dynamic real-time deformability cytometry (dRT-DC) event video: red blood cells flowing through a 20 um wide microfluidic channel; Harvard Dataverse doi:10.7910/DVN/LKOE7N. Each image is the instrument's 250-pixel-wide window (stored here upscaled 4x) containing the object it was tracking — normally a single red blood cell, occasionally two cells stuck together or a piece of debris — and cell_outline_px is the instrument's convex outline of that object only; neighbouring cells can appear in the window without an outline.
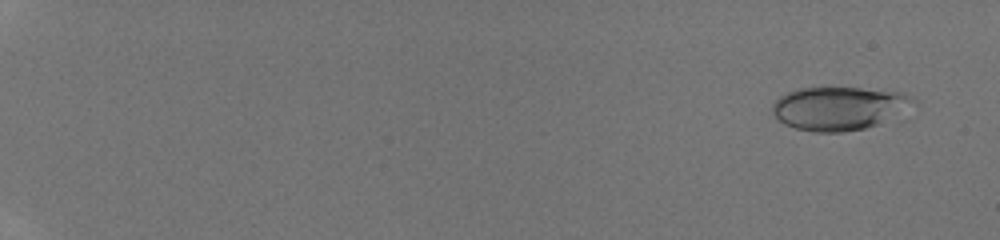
{"species": "human", "species_latin": "Homo sapiens", "temperature_condition": "room temperature", "stored_images_in_passage": 46, "camera_frame_rate_fps": 3000, "um_per_image_px": 0.085, "donor": {"sex": "male"}, "frame": {"image": 1, "passage_image": 3, "time_ms": 0.667, "image_size_px": [1000, 240], "cell_outline_px": [[916, 100], [876, 124], [864, 128], [844, 132], [812, 132], [796, 128], [784, 124], [772, 112], [772, 104], [780, 96], [796, 88], [860, 88], [904, 92]], "centroid_in_image_um": [71.2, 9.19], "position_along_channel_um": 13.8, "area_um2": 34.74}}
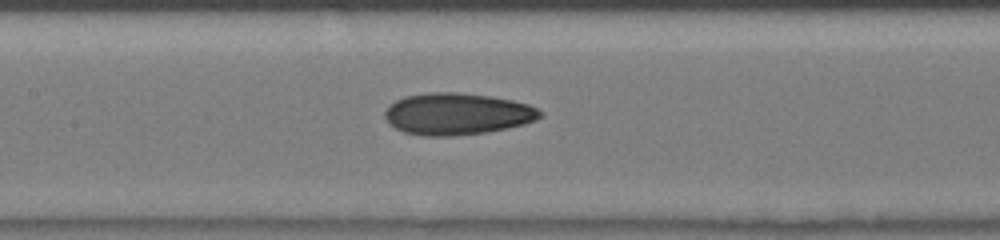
{"frame": {"image": 2, "passage_image": 26, "time_ms": 8.333, "image_size_px": [1000, 240], "cell_outline_px": [[540, 116], [536, 120], [524, 124], [508, 128], [488, 132], [452, 136], [424, 136], [404, 132], [388, 124], [384, 116], [384, 112], [388, 104], [404, 96], [428, 92], [460, 92], [488, 96], [512, 100], [528, 104], [536, 108], [540, 112]], "centroid_in_image_um": [38.8, 9.68], "position_along_channel_um": 168.6, "area_um2": 37.97}}
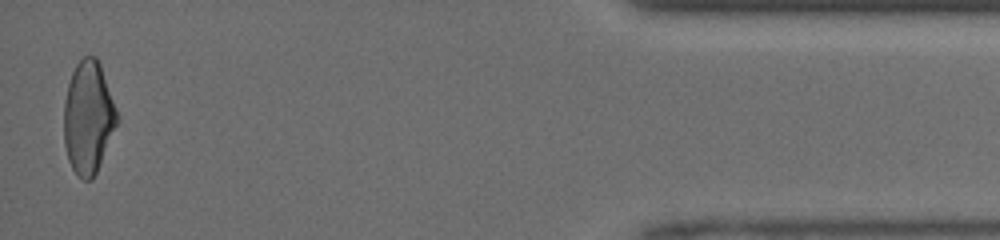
{"frame": {"image": 3, "passage_image": 46, "time_ms": 15.0, "image_size_px": [1000, 240], "cell_outline_px": [[120, 120], [96, 172], [92, 180], [84, 180], [72, 168], [68, 160], [64, 144], [64, 100], [68, 84], [72, 72], [76, 64], [84, 56], [96, 56], [100, 64], [120, 116]], "centroid_in_image_um": [7.52, 9.97], "position_along_channel_um": 427.7, "area_um2": 35.08}}